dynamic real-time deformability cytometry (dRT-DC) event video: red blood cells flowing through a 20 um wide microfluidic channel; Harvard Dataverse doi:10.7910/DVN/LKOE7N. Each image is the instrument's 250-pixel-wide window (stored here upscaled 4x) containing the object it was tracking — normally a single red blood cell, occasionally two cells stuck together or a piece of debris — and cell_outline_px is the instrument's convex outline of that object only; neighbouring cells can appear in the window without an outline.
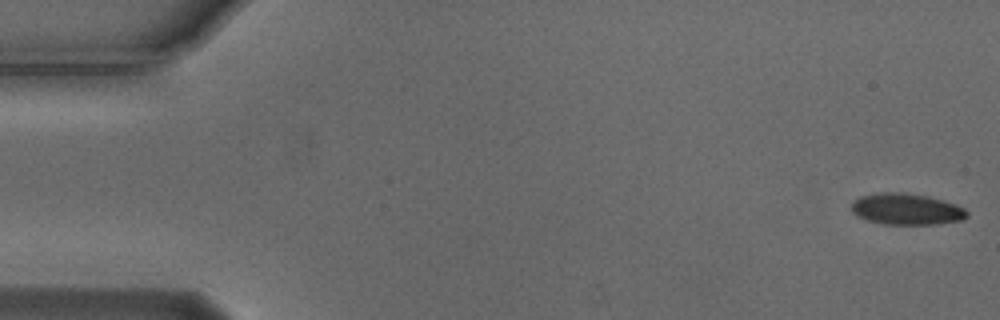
{"species": "Egyptian fruit bat (a non-hibernating species)", "species_latin": "Rousettus aegyptiacus", "temperature_condition": "cold", "stored_images_in_passage": 55, "camera_frame_rate_fps": 3000, "um_per_image_px": 0.085, "animal": {"sex": "male"}, "frame": {"image": 1, "passage_image": 1, "time_ms": 0.0, "image_size_px": [1000, 320], "cell_outline_px": [[968, 216], [964, 220], [936, 224], [884, 224], [868, 220], [856, 216], [852, 212], [852, 200], [860, 196], [880, 192], [904, 192], [928, 196], [944, 200], [956, 204], [964, 208], [968, 212]], "centroid_in_image_um": [77.06, 17.77], "position_along_channel_um": 7.9, "area_um2": 21.33}}
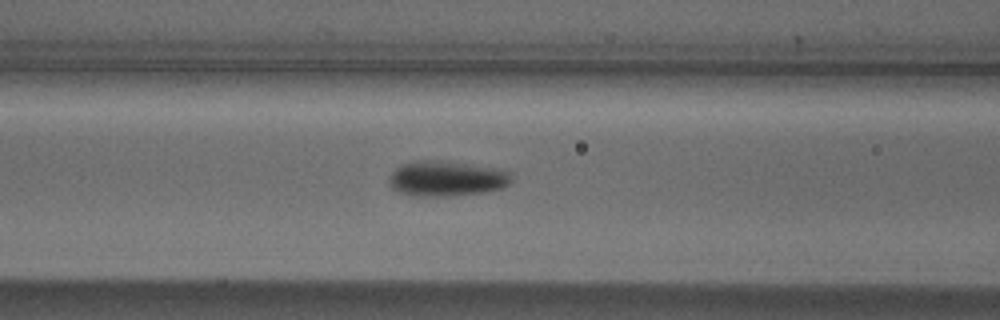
{"frame": {"image": 2, "passage_image": 22, "time_ms": 7.0, "image_size_px": [1000, 320], "cell_outline_px": [[512, 180], [504, 188], [488, 192], [452, 196], [412, 196], [400, 192], [392, 188], [388, 184], [388, 176], [400, 164], [416, 160], [440, 160], [500, 168], [508, 172], [512, 176]], "centroid_in_image_um": [37.95, 15.18], "position_along_channel_um": 128.6, "area_um2": 25.72}}
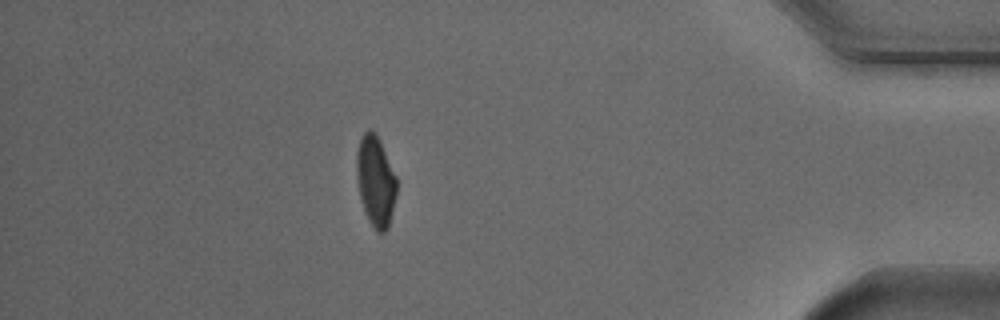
{"frame": {"image": 3, "passage_image": 48, "time_ms": 15.667, "image_size_px": [1000, 320], "cell_outline_px": [[396, 196], [388, 228], [384, 232], [376, 232], [368, 220], [364, 212], [360, 196], [356, 176], [356, 152], [360, 140], [364, 132], [368, 128], [372, 128], [376, 132], [380, 140], [396, 176]], "centroid_in_image_um": [31.91, 15.37], "position_along_channel_um": 403.3, "area_um2": 21.33}, "authors_computed_cell_mechanics": {"area_um2": 22.1952, "velocity_mm_per_s": 3.7154, "shape_relaxation_time_tau1_ms": 2.613, "shape_relaxation_time_tau2_ms": null, "deformation_change_tau1": 0.1134, "deformation_change_tau2": null}}